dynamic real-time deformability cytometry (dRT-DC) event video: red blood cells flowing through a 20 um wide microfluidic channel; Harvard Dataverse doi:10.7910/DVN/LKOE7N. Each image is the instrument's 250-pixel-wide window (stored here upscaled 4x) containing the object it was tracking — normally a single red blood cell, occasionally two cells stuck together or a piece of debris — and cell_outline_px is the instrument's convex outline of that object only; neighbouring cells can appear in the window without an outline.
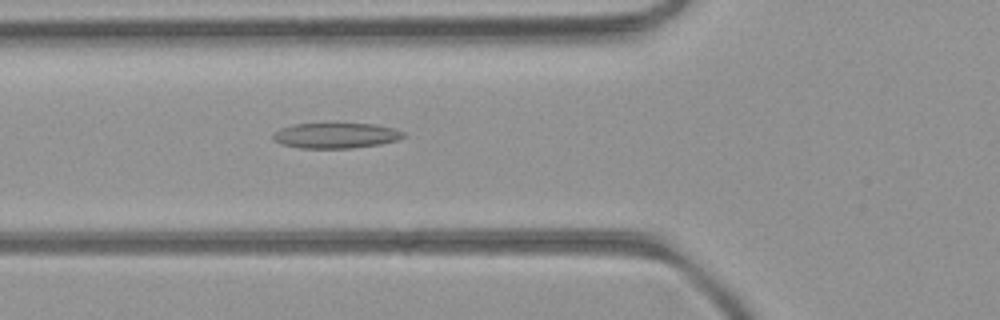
{"species": "common noctule bat (a hibernating species)", "species_latin": "Nyctalus noctula", "temperature_condition": "room temperature", "stored_images_in_passage": 42, "segment_of_instrument_passage": [1, 2], "camera_frame_rate_fps": 3000, "um_per_image_px": 0.085, "animal": {"sex": "female", "body_mass_g": 21.9}, "frame": {"image": 1, "passage_image": 9, "time_ms": 2.667, "image_size_px": [1000, 320], "cell_outline_px": [[408, 136], [400, 140], [380, 144], [352, 148], [300, 148], [280, 144], [272, 140], [272, 136], [280, 128], [296, 124], [376, 124], [396, 128], [404, 132]], "centroid_in_image_um": [28.6, 11.53], "position_along_channel_um": 97.2, "area_um2": 19.48}}
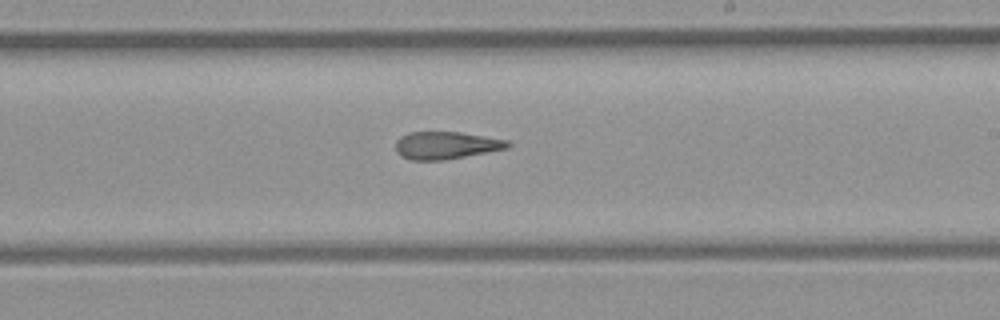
{"frame": {"image": 2, "passage_image": 20, "time_ms": 6.333, "image_size_px": [1000, 320], "cell_outline_px": [[512, 144], [508, 148], [488, 152], [444, 160], [412, 160], [400, 156], [396, 152], [396, 140], [400, 136], [408, 132], [460, 132], [508, 140]], "centroid_in_image_um": [37.9, 12.35], "position_along_channel_um": 251.1, "area_um2": 18.03}}
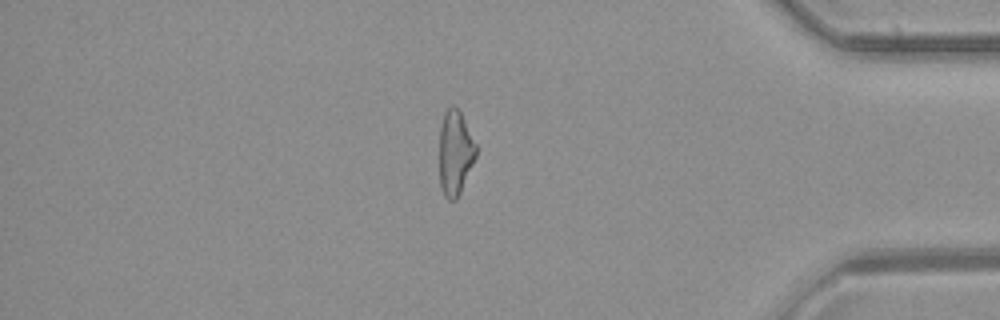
{"frame": {"image": 3, "passage_image": 33, "time_ms": 10.667, "image_size_px": [1000, 320], "cell_outline_px": [[476, 156], [460, 192], [456, 200], [448, 200], [444, 196], [440, 184], [440, 128], [444, 112], [448, 108], [456, 108], [460, 112], [476, 144]], "centroid_in_image_um": [38.68, 13.02], "position_along_channel_um": 396.5, "area_um2": 17.69}}